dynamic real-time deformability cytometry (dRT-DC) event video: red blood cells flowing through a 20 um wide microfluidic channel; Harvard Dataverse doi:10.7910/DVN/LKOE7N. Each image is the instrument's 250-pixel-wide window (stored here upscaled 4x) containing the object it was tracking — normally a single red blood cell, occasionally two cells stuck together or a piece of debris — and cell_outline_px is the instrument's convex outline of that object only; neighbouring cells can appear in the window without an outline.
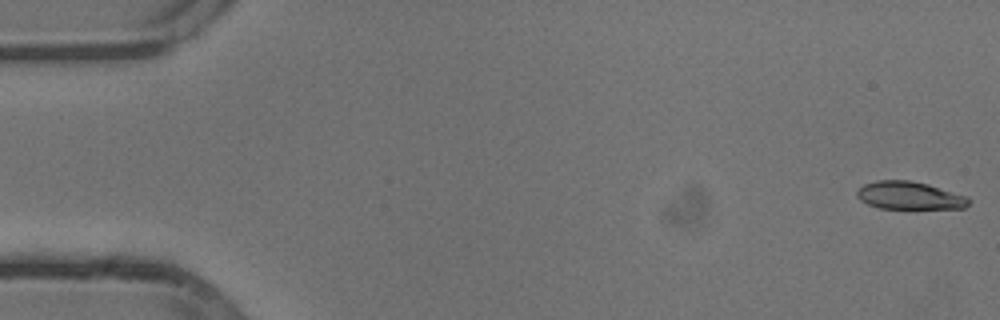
{"species": "common noctule bat (a hibernating species)", "species_latin": "Nyctalus noctula", "temperature_condition": "cold", "stored_images_in_passage": 54, "camera_frame_rate_fps": 3000, "um_per_image_px": 0.085, "animal": {"sex": "male", "body_mass_g": 13.3}, "frame": {"image": 1, "passage_image": 1, "time_ms": 0.0, "image_size_px": [1000, 320], "cell_outline_px": [[968, 204], [964, 208], [880, 208], [868, 204], [860, 200], [856, 196], [856, 192], [864, 184], [876, 180], [908, 180], [928, 184], [968, 196]], "centroid_in_image_um": [77.28, 16.61], "position_along_channel_um": 7.7, "area_um2": 17.98}}
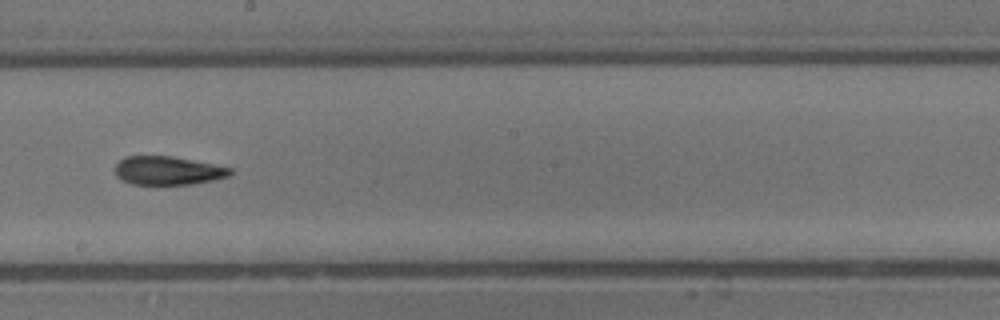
{"frame": {"image": 2, "passage_image": 30, "time_ms": 9.667, "image_size_px": [1000, 320], "cell_outline_px": [[232, 172], [228, 176], [216, 180], [192, 184], [132, 184], [120, 180], [116, 176], [116, 164], [124, 156], [172, 156], [232, 168]], "centroid_in_image_um": [14.25, 14.5], "position_along_channel_um": 233.9, "area_um2": 19.13}}
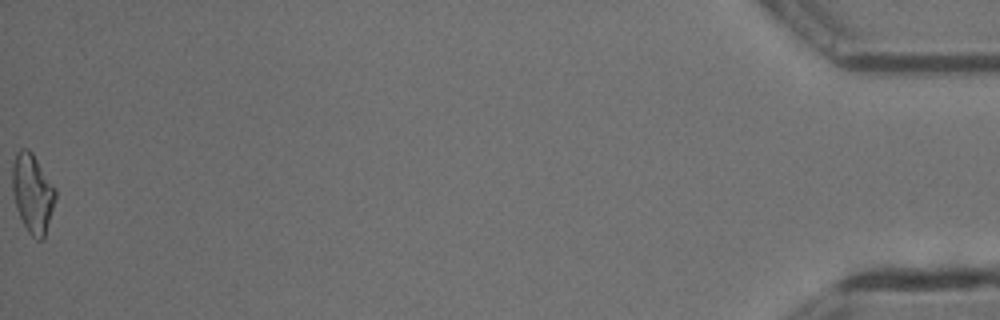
{"frame": {"image": 3, "passage_image": 54, "time_ms": 17.667, "image_size_px": [1000, 320], "cell_outline_px": [[56, 196], [44, 240], [36, 240], [28, 232], [16, 208], [12, 192], [12, 164], [16, 152], [20, 148], [28, 148], [32, 152], [56, 188]], "centroid_in_image_um": [2.76, 16.41], "position_along_channel_um": 432.4, "area_um2": 20.0}, "authors_computed_cell_mechanics": {"area_um2": 19.4497, "velocity_mm_per_s": 3.8145, "shape_relaxation_time_tau1_ms": 7.9053, "shape_relaxation_time_tau2_ms": 4.9355, "deformation_change_tau1": 0.1853, "deformation_change_tau2": 0.1528}}